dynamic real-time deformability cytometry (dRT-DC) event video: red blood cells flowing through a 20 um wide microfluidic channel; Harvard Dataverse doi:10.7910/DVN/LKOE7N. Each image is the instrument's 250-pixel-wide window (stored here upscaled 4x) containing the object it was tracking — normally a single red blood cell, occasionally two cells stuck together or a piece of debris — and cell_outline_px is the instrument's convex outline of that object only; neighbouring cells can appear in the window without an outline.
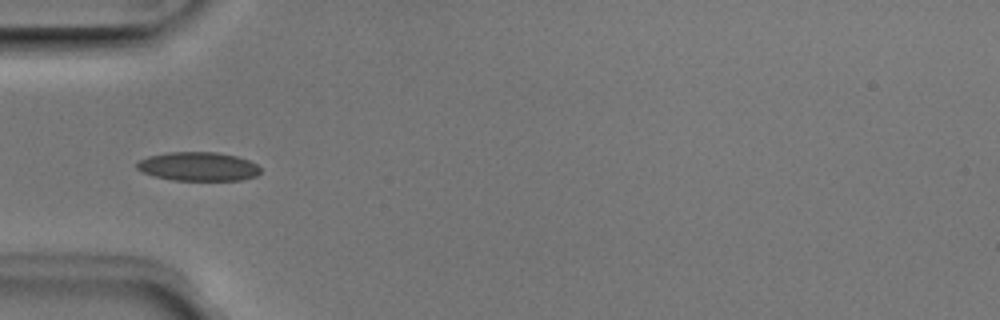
{"species": "Egyptian fruit bat (a non-hibernating species)", "species_latin": "Rousettus aegyptiacus", "temperature_condition": "room temperature", "stored_images_in_passage": 36, "camera_frame_rate_fps": 3000, "um_per_image_px": 0.085, "animal": {"sex": "male"}, "frame": {"image": 1, "passage_image": 1, "time_ms": 0.0, "image_size_px": [1000, 320], "cell_outline_px": [[260, 172], [256, 176], [240, 180], [172, 180], [156, 176], [144, 172], [136, 168], [136, 164], [140, 160], [148, 156], [168, 152], [216, 152], [236, 156], [248, 160], [256, 164], [260, 168]], "centroid_in_image_um": [16.85, 14.15], "position_along_channel_um": 68.1, "area_um2": 20.63}}
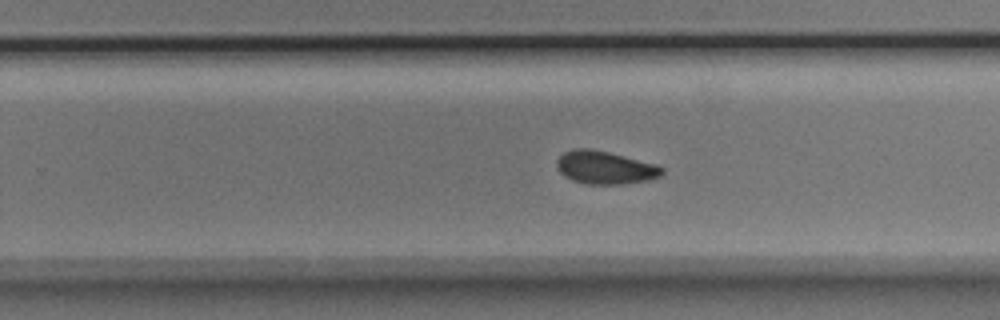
{"frame": {"image": 2, "passage_image": 17, "time_ms": 5.333, "image_size_px": [1000, 320], "cell_outline_px": [[664, 172], [660, 176], [648, 180], [624, 184], [588, 184], [572, 180], [564, 176], [556, 168], [556, 160], [564, 152], [572, 148], [588, 148], [608, 152], [656, 164], [664, 168]], "centroid_in_image_um": [51.41, 14.24], "position_along_channel_um": 278.4, "area_um2": 20.29}}
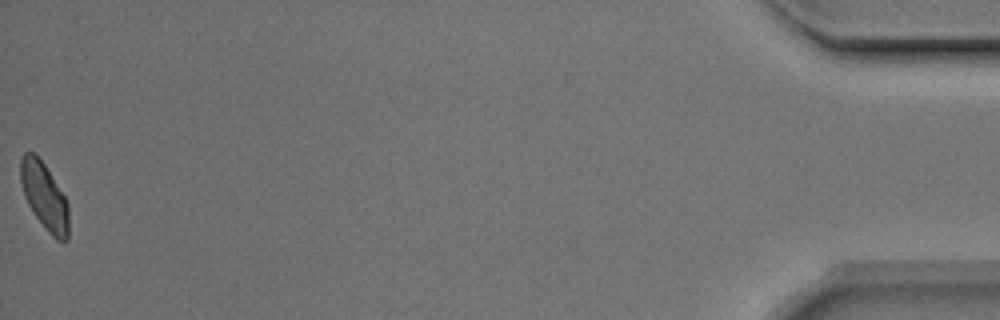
{"frame": {"image": 3, "passage_image": 36, "time_ms": 11.667, "image_size_px": [1000, 320], "cell_outline_px": [[68, 240], [56, 240], [48, 232], [36, 216], [28, 204], [24, 196], [20, 180], [20, 160], [24, 152], [36, 152], [44, 164], [64, 196], [68, 204]], "centroid_in_image_um": [3.75, 16.65], "position_along_channel_um": 431.4, "area_um2": 18.61}, "authors_computed_cell_mechanics": {"area_um2": 20.0566, "velocity_mm_per_s": 3.9465, "shape_relaxation_time_tau1_ms": 2.2109, "shape_relaxation_time_tau2_ms": 2.8142, "deformation_change_tau1": 0.0838, "deformation_change_tau2": 0.0567}}